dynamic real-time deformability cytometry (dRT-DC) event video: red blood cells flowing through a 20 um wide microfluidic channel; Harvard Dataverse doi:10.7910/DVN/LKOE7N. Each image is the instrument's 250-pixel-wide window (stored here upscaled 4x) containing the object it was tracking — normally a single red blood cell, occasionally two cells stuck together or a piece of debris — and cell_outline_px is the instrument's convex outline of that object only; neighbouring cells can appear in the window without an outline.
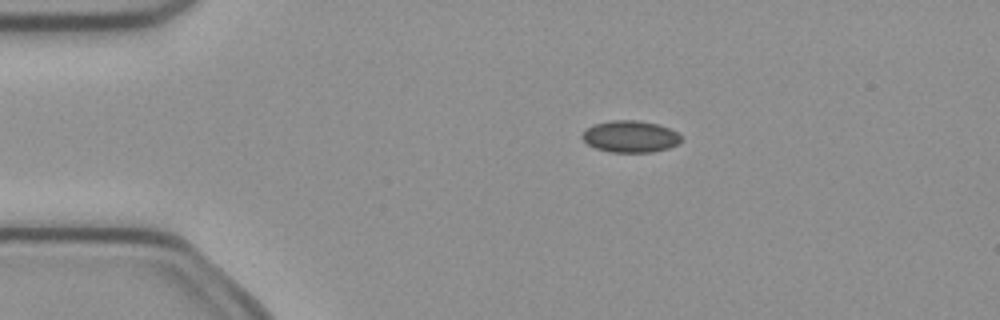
{"species": "common noctule bat (a hibernating species)", "species_latin": "Nyctalus noctula", "temperature_condition": "cold", "stored_images_in_passage": 3, "camera_frame_rate_fps": 3000, "um_per_image_px": 0.085, "animal": {"sex": "female", "body_mass_g": 21.9}, "frame": {"image": 1, "passage_image": 2, "time_ms": 0.333, "image_size_px": [1000, 320], "cell_outline_px": [[680, 140], [676, 144], [668, 148], [652, 152], [612, 152], [596, 148], [588, 144], [580, 136], [592, 124], [608, 120], [636, 120], [656, 124], [668, 128], [676, 132], [680, 136]], "centroid_in_image_um": [53.53, 11.6], "position_along_channel_um": 31.5, "area_um2": 18.09}}